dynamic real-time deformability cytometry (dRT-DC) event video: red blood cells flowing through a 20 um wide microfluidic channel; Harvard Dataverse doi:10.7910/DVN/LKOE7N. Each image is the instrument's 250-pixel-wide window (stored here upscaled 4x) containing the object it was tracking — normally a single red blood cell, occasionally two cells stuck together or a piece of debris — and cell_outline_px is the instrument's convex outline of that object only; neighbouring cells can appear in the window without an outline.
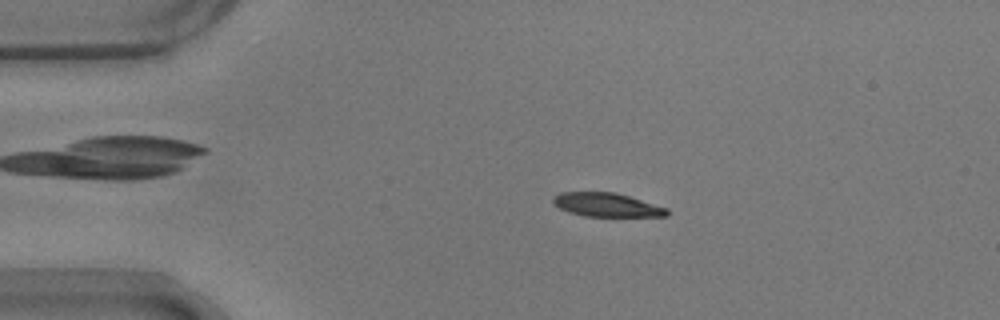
{"species": "common noctule bat (a hibernating species)", "species_latin": "Nyctalus noctula", "temperature_condition": "warm", "stored_images_in_passage": 55, "camera_frame_rate_fps": 3000, "um_per_image_px": 0.085, "animal": {"sex": "male", "body_mass_g": 17.9}, "frame": {"image": 1, "passage_image": 11, "time_ms": 3.333, "image_size_px": [1000, 320], "cell_outline_px": [[668, 216], [584, 216], [568, 212], [552, 204], [552, 196], [560, 192], [616, 192], [668, 208]], "centroid_in_image_um": [51.53, 17.4], "position_along_channel_um": 33.5, "area_um2": 15.84}}
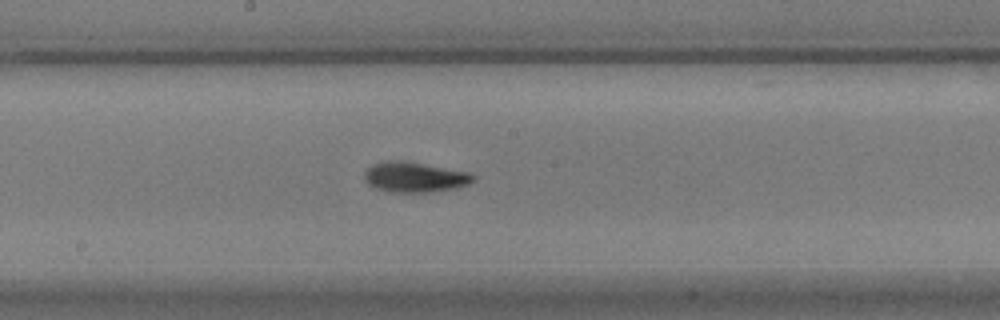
{"frame": {"image": 2, "passage_image": 29, "time_ms": 9.333, "image_size_px": [1000, 320], "cell_outline_px": [[476, 180], [468, 184], [456, 188], [428, 192], [388, 192], [376, 188], [368, 184], [364, 180], [364, 172], [372, 164], [384, 160], [408, 160], [468, 172], [476, 176]], "centroid_in_image_um": [35.23, 15.04], "position_along_channel_um": 213.0, "area_um2": 19.54}}
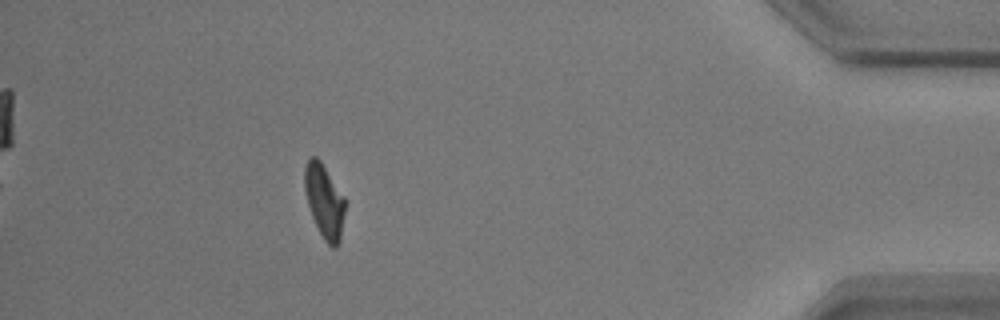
{"frame": {"image": 3, "passage_image": 49, "time_ms": 16.0, "image_size_px": [1000, 320], "cell_outline_px": [[344, 212], [340, 240], [336, 248], [332, 248], [324, 240], [312, 216], [308, 204], [304, 188], [304, 168], [308, 160], [312, 156], [316, 156], [320, 160], [344, 196]], "centroid_in_image_um": [27.56, 17.09], "position_along_channel_um": 407.6, "area_um2": 17.11}, "authors_computed_cell_mechanics": {"area_um2": 17.34, "velocity_mm_per_s": 3.6954, "shape_relaxation_time_tau1_ms": 4.2817, "shape_relaxation_time_tau2_ms": 4.5941, "deformation_change_tau1": 0.1657, "deformation_change_tau2": 0.1008}}